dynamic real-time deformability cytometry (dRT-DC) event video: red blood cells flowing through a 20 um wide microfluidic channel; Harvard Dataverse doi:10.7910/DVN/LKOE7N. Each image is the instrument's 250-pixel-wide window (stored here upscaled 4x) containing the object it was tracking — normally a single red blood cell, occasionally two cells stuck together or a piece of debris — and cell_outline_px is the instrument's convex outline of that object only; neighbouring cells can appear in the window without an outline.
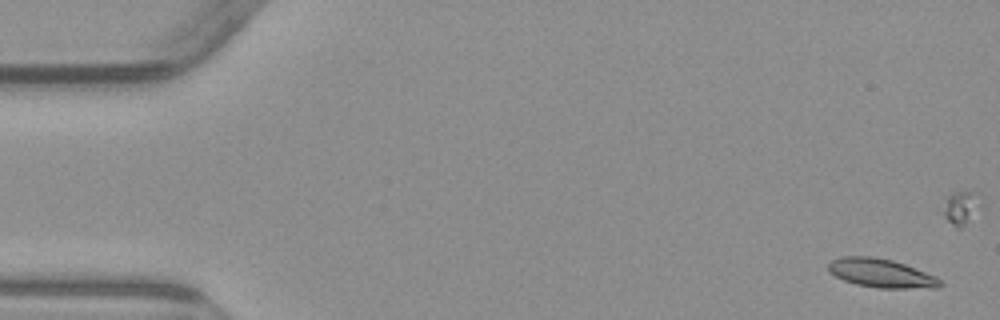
{"species": "common noctule bat (a hibernating species)", "species_latin": "Nyctalus noctula", "temperature_condition": "warm", "stored_images_in_passage": 6, "camera_frame_rate_fps": 3000, "um_per_image_px": 0.085, "animal": {"sex": "male", "body_mass_g": 23.1, "forearm_length_mm": 52.7}, "frame": {"image": 1, "passage_image": 1, "time_ms": 0.0, "image_size_px": [1000, 320], "cell_outline_px": [[944, 284], [940, 288], [880, 288], [856, 284], [844, 280], [828, 272], [828, 264], [832, 260], [844, 256], [872, 256], [892, 260], [904, 264], [936, 276]], "centroid_in_image_um": [74.92, 23.22], "position_along_channel_um": 10.1, "area_um2": 18.73}}
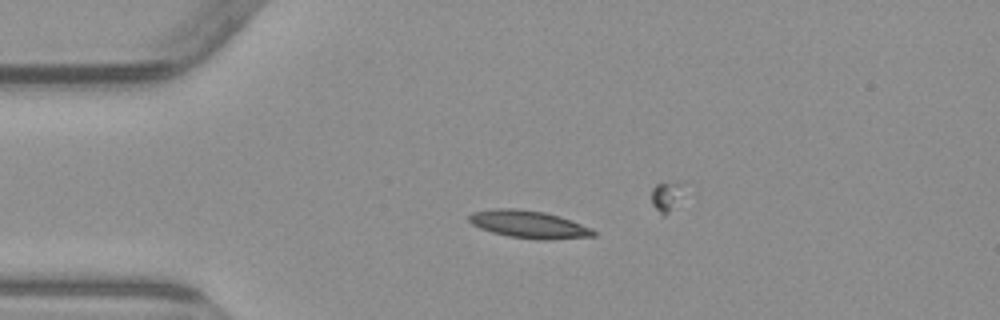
{"frame": {"image": 2, "passage_image": 4, "time_ms": 3.667, "image_size_px": [1000, 320], "cell_outline_px": [[596, 236], [540, 240], [508, 236], [492, 232], [480, 228], [472, 224], [468, 220], [468, 216], [472, 212], [496, 208], [512, 208], [544, 212], [592, 228], [596, 232]], "centroid_in_image_um": [44.9, 19.07], "position_along_channel_um": 40.1, "area_um2": 19.65}}